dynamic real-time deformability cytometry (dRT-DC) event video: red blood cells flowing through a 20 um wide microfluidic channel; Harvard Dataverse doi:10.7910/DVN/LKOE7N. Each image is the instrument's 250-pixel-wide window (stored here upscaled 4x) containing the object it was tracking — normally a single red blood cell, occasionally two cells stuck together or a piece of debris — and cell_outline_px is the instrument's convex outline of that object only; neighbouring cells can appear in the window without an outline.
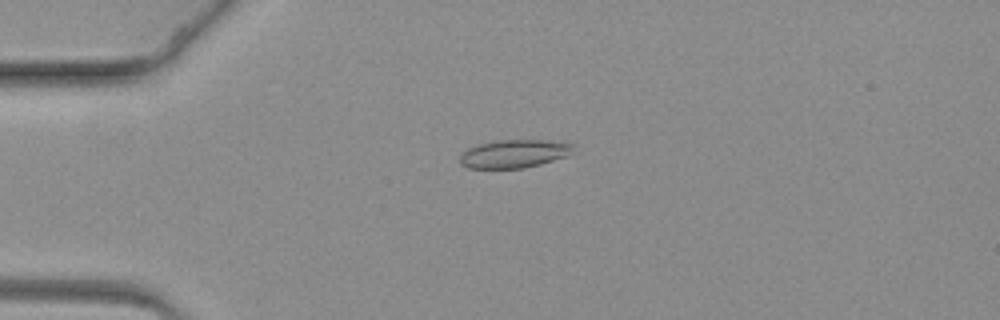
{"species": "common noctule bat (a hibernating species)", "species_latin": "Nyctalus noctula", "temperature_condition": "warm", "stored_images_in_passage": 30, "camera_frame_rate_fps": 3000, "um_per_image_px": 0.085, "animal": {"sex": "female", "body_mass_g": 19.3, "forearm_length_mm": 54.1}, "frame": {"image": 1, "passage_image": 3, "time_ms": 0.667, "image_size_px": [1000, 320], "cell_outline_px": [[576, 144], [568, 156], [540, 164], [524, 168], [468, 168], [460, 164], [460, 156], [468, 148], [476, 144], [496, 140], [564, 140]], "centroid_in_image_um": [43.75, 13.05], "position_along_channel_um": 41.2, "area_um2": 18.96}}
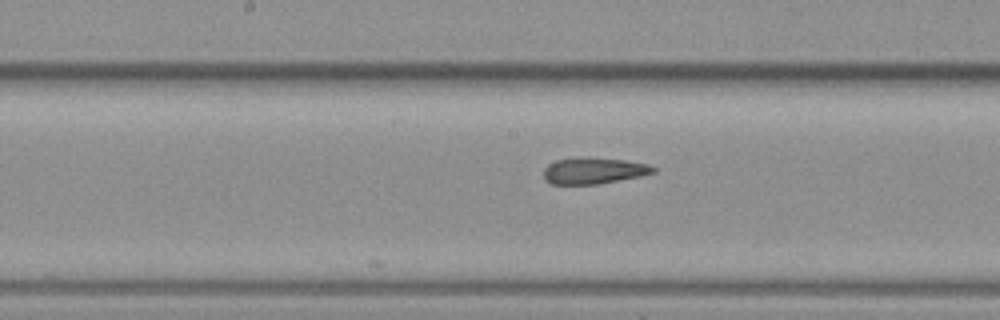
{"frame": {"image": 2, "passage_image": 20, "time_ms": 6.333, "image_size_px": [1000, 320], "cell_outline_px": [[656, 172], [640, 176], [596, 184], [552, 184], [544, 180], [544, 168], [548, 164], [556, 160], [576, 156], [588, 156], [624, 160], [648, 164], [656, 168]], "centroid_in_image_um": [50.43, 14.48], "position_along_channel_um": 197.8, "area_um2": 17.05}}
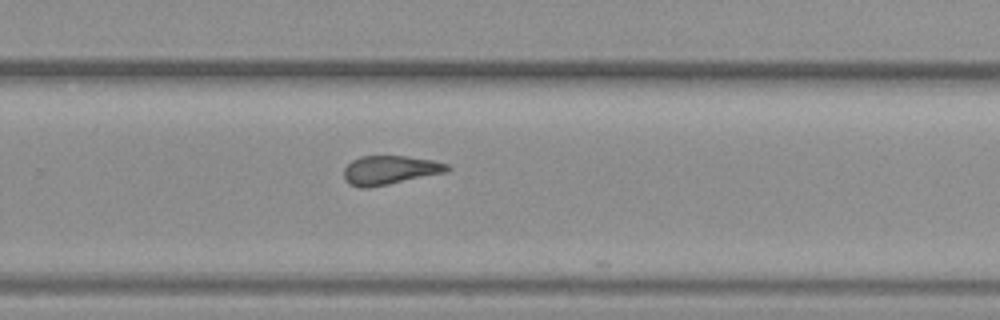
{"frame": {"image": 3, "passage_image": 29, "time_ms": 9.333, "image_size_px": [1000, 320], "cell_outline_px": [[452, 168], [444, 172], [388, 184], [368, 188], [360, 188], [344, 180], [344, 168], [352, 160], [360, 156], [408, 156], [432, 160], [448, 164]], "centroid_in_image_um": [33.11, 14.45], "position_along_channel_um": 296.7, "area_um2": 17.22}}